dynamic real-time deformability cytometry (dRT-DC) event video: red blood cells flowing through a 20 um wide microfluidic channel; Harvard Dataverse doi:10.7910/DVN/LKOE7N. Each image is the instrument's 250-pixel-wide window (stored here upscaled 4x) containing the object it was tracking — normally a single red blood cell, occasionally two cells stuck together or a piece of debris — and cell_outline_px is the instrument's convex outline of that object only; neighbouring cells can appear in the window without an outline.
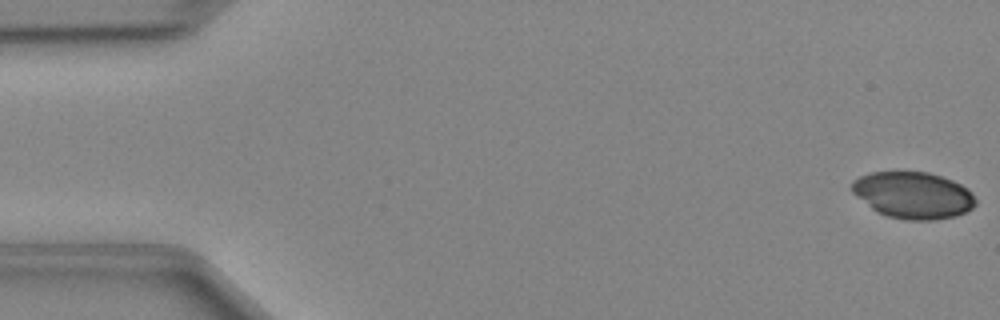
{"species": "Egyptian fruit bat (a non-hibernating species)", "species_latin": "Rousettus aegyptiacus", "temperature_condition": "cold", "stored_images_in_passage": 48, "camera_frame_rate_fps": 3000, "um_per_image_px": 0.085, "animal": {"sex": "female"}, "frame": {"image": 1, "passage_image": 1, "time_ms": 0.0, "image_size_px": [1000, 320], "cell_outline_px": [[976, 204], [972, 208], [956, 216], [932, 220], [904, 220], [888, 216], [876, 212], [852, 192], [852, 180], [860, 176], [872, 172], [896, 168], [928, 172], [952, 180], [968, 188], [972, 192], [976, 200]], "centroid_in_image_um": [77.59, 16.54], "position_along_channel_um": 7.4, "area_um2": 34.45}}
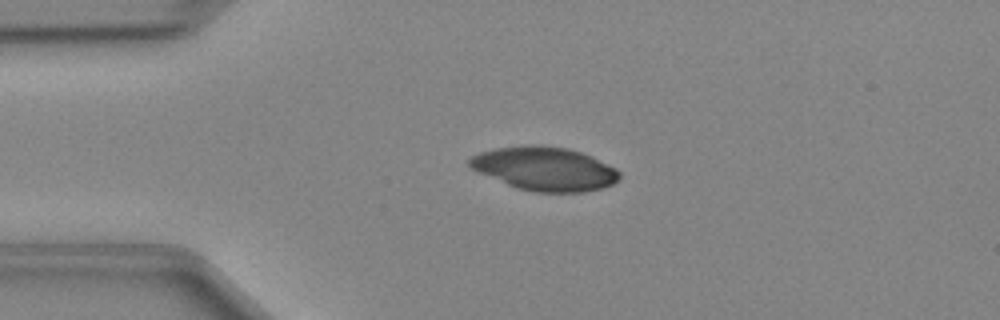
{"frame": {"image": 2, "passage_image": 11, "time_ms": 3.333, "image_size_px": [1000, 320], "cell_outline_px": [[620, 176], [612, 184], [604, 188], [584, 192], [536, 192], [516, 188], [468, 168], [468, 160], [472, 156], [480, 152], [496, 148], [528, 144], [540, 144], [568, 148], [592, 156], [616, 168], [620, 172]], "centroid_in_image_um": [46.28, 14.33], "position_along_channel_um": 38.7, "area_um2": 38.44}}
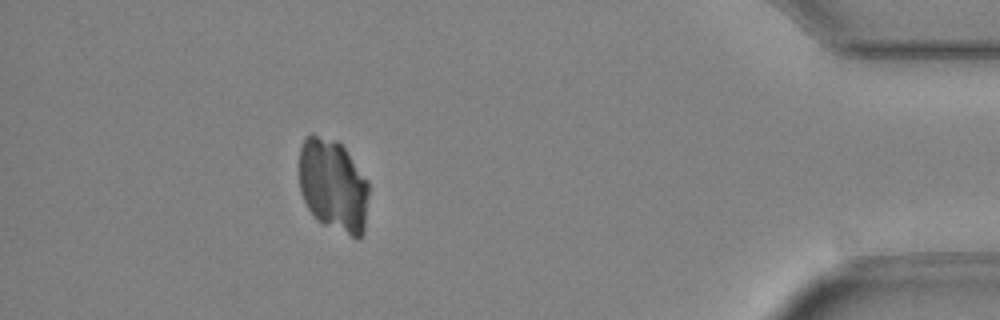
{"frame": {"image": 3, "passage_image": 43, "time_ms": 14.0, "image_size_px": [1000, 320], "cell_outline_px": [[368, 196], [364, 232], [360, 240], [324, 224], [308, 208], [300, 192], [300, 148], [304, 140], [312, 132], [336, 140], [344, 148], [368, 180]], "centroid_in_image_um": [28.33, 15.74], "position_along_channel_um": 406.9, "area_um2": 37.51}}